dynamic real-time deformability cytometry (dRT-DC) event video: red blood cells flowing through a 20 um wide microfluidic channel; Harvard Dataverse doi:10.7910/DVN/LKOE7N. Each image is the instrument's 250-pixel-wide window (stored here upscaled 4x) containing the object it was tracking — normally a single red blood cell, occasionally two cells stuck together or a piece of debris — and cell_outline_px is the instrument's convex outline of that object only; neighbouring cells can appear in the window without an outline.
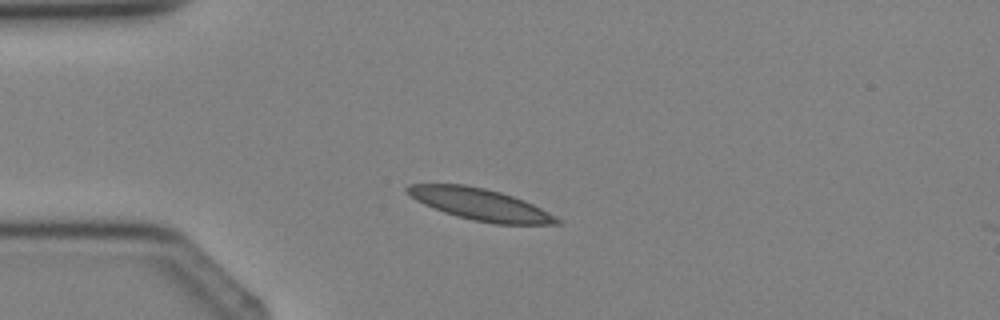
{"species": "Egyptian fruit bat (a non-hibernating species)", "species_latin": "Rousettus aegyptiacus", "temperature_condition": "cold", "stored_images_in_passage": 2, "camera_frame_rate_fps": 3000, "um_per_image_px": 0.085, "animal": {"sex": "female"}, "frame": {"image": 1, "passage_image": 2, "time_ms": 1.333, "image_size_px": [1000, 320], "cell_outline_px": [[560, 224], [496, 224], [472, 220], [456, 216], [444, 212], [424, 204], [416, 200], [404, 188], [408, 184], [464, 184], [484, 188], [500, 192], [524, 200], [548, 212], [560, 220]], "centroid_in_image_um": [40.8, 17.37], "position_along_channel_um": 44.2, "area_um2": 27.28}}